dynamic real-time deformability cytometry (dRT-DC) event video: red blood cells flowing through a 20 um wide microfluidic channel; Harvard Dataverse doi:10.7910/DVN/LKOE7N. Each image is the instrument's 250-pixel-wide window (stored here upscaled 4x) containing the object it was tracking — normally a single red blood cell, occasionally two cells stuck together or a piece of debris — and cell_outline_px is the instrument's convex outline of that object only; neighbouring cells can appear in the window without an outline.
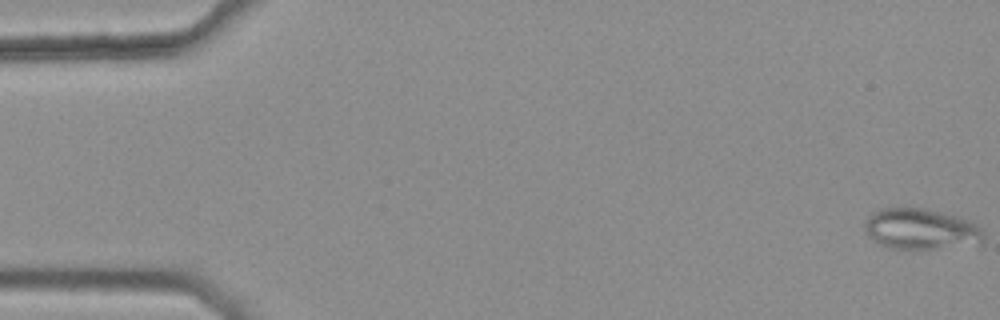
{"species": "common noctule bat (a hibernating species)", "species_latin": "Nyctalus noctula", "temperature_condition": "warm", "stored_images_in_passage": 6, "camera_frame_rate_fps": 3000, "um_per_image_px": 0.085, "animal": {"sex": "female", "body_mass_g": 25.1}, "frame": {"image": 1, "passage_image": 1, "time_ms": 0.0, "image_size_px": [1000, 320], "cell_outline_px": [[984, 244], [936, 248], [892, 248], [880, 244], [868, 236], [864, 228], [864, 220], [872, 212], [884, 208], [924, 208], [956, 216], [968, 220], [976, 224], [984, 232]], "centroid_in_image_um": [78.29, 19.47], "position_along_channel_um": 6.7, "area_um2": 28.26}}